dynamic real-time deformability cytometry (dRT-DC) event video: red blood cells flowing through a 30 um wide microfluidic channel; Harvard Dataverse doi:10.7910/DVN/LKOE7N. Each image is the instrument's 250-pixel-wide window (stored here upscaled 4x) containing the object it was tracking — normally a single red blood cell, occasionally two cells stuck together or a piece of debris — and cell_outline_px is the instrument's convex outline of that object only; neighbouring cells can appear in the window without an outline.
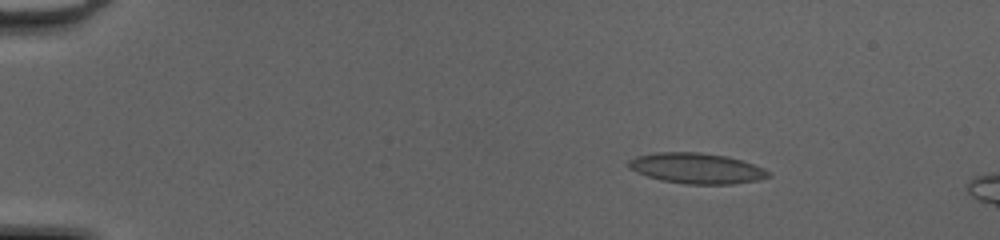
{"species": "common noctule bat (a hibernating species)", "species_latin": "Nyctalus noctula", "temperature_condition": "cold", "stored_images_in_passage": 48, "camera_frame_rate_fps": 3000, "um_per_image_px": 0.085, "animal": {"sex": "female", "body_mass_g": 20.0, "forearm_length_mm": 54.0}, "frame": {"image": 1, "passage_image": 6, "time_ms": 1.667, "image_size_px": [1000, 240], "cell_outline_px": [[772, 176], [756, 180], [732, 184], [688, 184], [664, 180], [648, 176], [628, 168], [628, 160], [636, 156], [656, 152], [696, 152], [724, 156], [740, 160], [764, 168]], "centroid_in_image_um": [59.19, 14.3], "position_along_channel_um": 25.8, "area_um2": 24.51}}
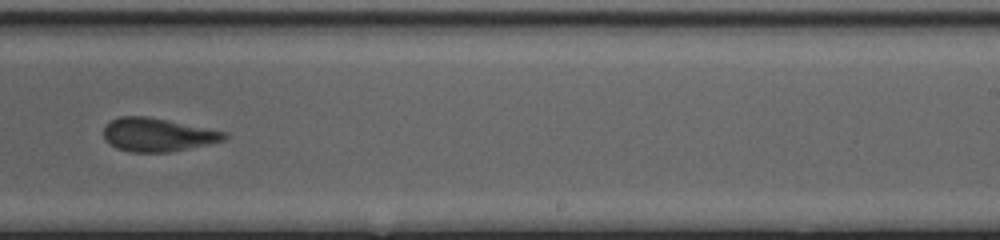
{"frame": {"image": 2, "passage_image": 31, "time_ms": 10.0, "image_size_px": [1000, 240], "cell_outline_px": [[228, 136], [224, 140], [208, 144], [172, 152], [128, 152], [116, 148], [104, 136], [104, 128], [112, 120], [120, 116], [144, 116], [228, 132]], "centroid_in_image_um": [13.42, 11.47], "position_along_channel_um": 275.6, "area_um2": 23.18}}
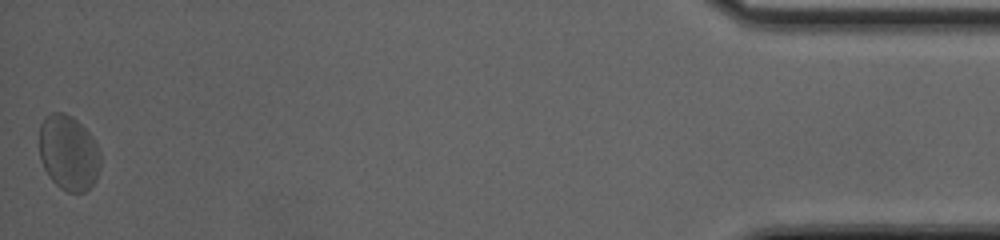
{"frame": {"image": 3, "passage_image": 48, "time_ms": 15.667, "image_size_px": [1000, 240], "cell_outline_px": [[100, 164], [96, 180], [84, 192], [68, 192], [60, 188], [52, 180], [44, 168], [40, 160], [40, 124], [44, 116], [52, 112], [64, 112], [72, 116], [88, 132], [100, 152]], "centroid_in_image_um": [5.81, 12.97], "position_along_channel_um": 429.4, "area_um2": 26.7}, "authors_computed_cell_mechanics": {"area_um2": 23.6691, "velocity_mm_per_s": 4.1762, "shape_relaxation_time_tau1_ms": 2.8301, "shape_relaxation_time_tau2_ms": 1.1923, "deformation_change_tau1": 0.1052, "deformation_change_tau2": 0.0792}}